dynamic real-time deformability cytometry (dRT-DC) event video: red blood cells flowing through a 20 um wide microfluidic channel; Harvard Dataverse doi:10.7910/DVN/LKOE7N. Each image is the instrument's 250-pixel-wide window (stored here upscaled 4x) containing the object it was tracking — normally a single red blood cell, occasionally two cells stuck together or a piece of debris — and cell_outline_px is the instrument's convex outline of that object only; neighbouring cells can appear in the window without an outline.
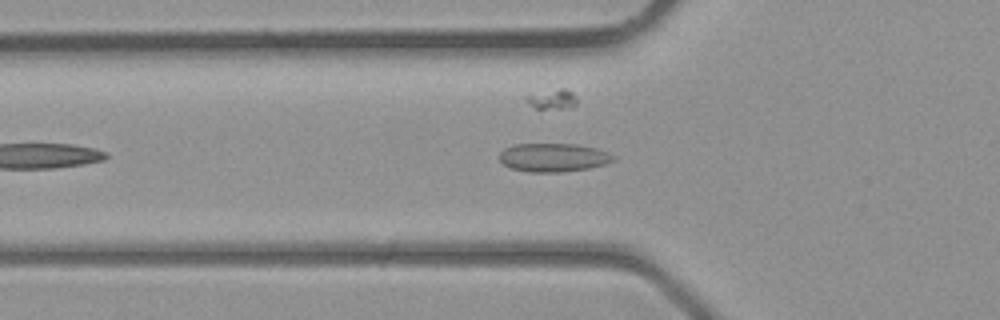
{"species": "common noctule bat (a hibernating species)", "species_latin": "Nyctalus noctula", "temperature_condition": "room temperature", "stored_images_in_passage": 33, "camera_frame_rate_fps": 3000, "um_per_image_px": 0.085, "animal": {"sex": "male", "body_mass_g": 23.1, "forearm_length_mm": 52.7}, "frame": {"image": 1, "passage_image": 6, "time_ms": 1.667, "image_size_px": [1000, 320], "cell_outline_px": [[616, 160], [604, 164], [588, 168], [560, 172], [528, 172], [508, 168], [500, 160], [500, 152], [504, 148], [516, 144], [576, 144], [596, 148], [608, 152], [616, 156]], "centroid_in_image_um": [47.04, 13.39], "position_along_channel_um": 78.8, "area_um2": 19.02}}
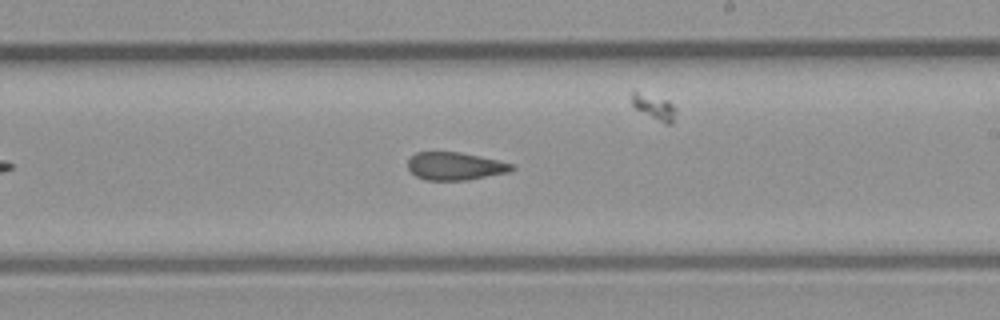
{"frame": {"image": 2, "passage_image": 16, "time_ms": 5.0, "image_size_px": [1000, 320], "cell_outline_px": [[516, 168], [508, 172], [468, 180], [424, 180], [416, 176], [408, 168], [408, 160], [416, 152], [460, 152], [480, 156], [512, 164]], "centroid_in_image_um": [38.67, 14.12], "position_along_channel_um": 250.3, "area_um2": 16.76}}
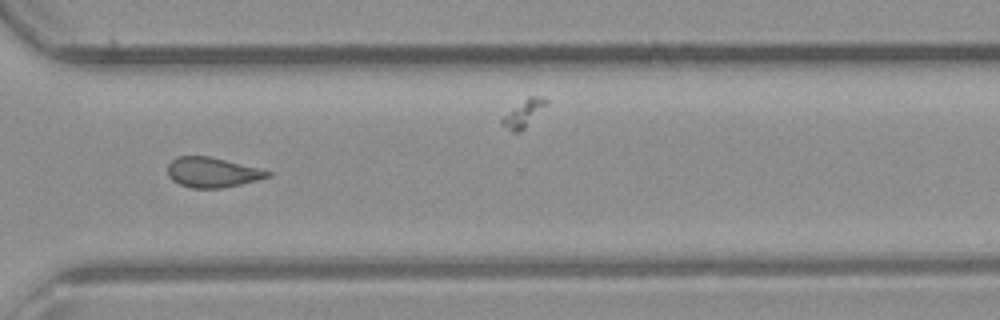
{"frame": {"image": 3, "passage_image": 22, "time_ms": 7.0, "image_size_px": [1000, 320], "cell_outline_px": [[272, 176], [240, 184], [220, 188], [192, 188], [180, 184], [172, 180], [168, 176], [168, 164], [176, 156], [208, 156], [260, 168], [272, 172]], "centroid_in_image_um": [18.04, 14.64], "position_along_channel_um": 352.6, "area_um2": 17.4}}